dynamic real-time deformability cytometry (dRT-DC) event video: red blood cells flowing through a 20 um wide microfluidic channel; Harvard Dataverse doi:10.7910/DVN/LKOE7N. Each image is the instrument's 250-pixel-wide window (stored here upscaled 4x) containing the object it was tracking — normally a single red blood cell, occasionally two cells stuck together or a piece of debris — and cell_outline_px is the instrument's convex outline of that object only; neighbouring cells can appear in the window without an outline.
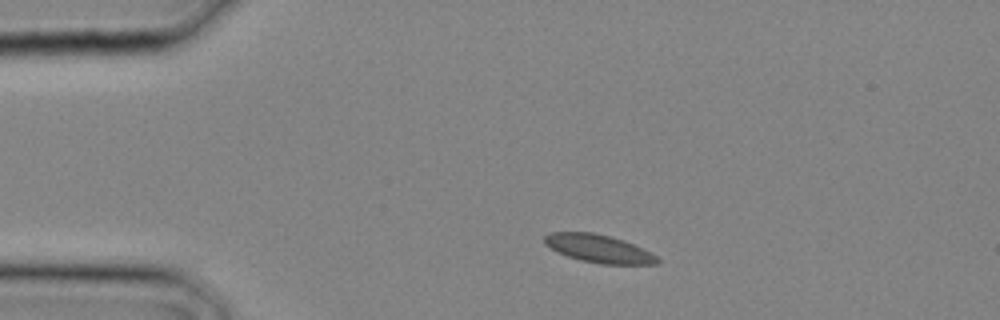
{"species": "common noctule bat (a hibernating species)", "species_latin": "Nyctalus noctula", "temperature_condition": "cold", "stored_images_in_passage": 2, "camera_frame_rate_fps": 3000, "um_per_image_px": 0.085, "animal": {"sex": "male", "body_mass_g": 20.4}, "frame": {"image": 1, "passage_image": 1, "time_ms": 0.0, "image_size_px": [1000, 320], "cell_outline_px": [[660, 260], [656, 264], [600, 264], [580, 260], [568, 256], [544, 244], [544, 236], [548, 232], [592, 232], [612, 236], [624, 240], [656, 256]], "centroid_in_image_um": [50.86, 21.12], "position_along_channel_um": 34.1, "area_um2": 18.21}}